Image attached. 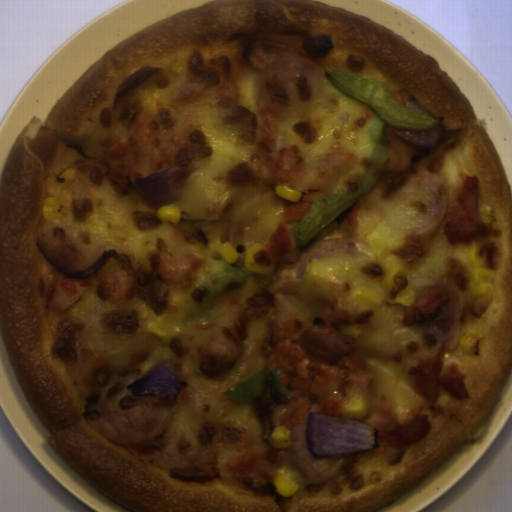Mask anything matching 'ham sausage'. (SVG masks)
Instances as JSON below:
<instances>
[{
    "label": "ham sausage",
    "instance_id": "1",
    "mask_svg": "<svg viewBox=\"0 0 512 512\" xmlns=\"http://www.w3.org/2000/svg\"><path fill=\"white\" fill-rule=\"evenodd\" d=\"M141 377L139 371L104 374L92 385L85 401L86 422L114 445L149 443L174 419L173 406L158 396L131 394L127 384Z\"/></svg>",
    "mask_w": 512,
    "mask_h": 512
},
{
    "label": "ham sausage",
    "instance_id": "2",
    "mask_svg": "<svg viewBox=\"0 0 512 512\" xmlns=\"http://www.w3.org/2000/svg\"><path fill=\"white\" fill-rule=\"evenodd\" d=\"M413 290L412 305H403V324L434 341L455 335L464 301L453 281L441 275L420 282Z\"/></svg>",
    "mask_w": 512,
    "mask_h": 512
},
{
    "label": "ham sausage",
    "instance_id": "3",
    "mask_svg": "<svg viewBox=\"0 0 512 512\" xmlns=\"http://www.w3.org/2000/svg\"><path fill=\"white\" fill-rule=\"evenodd\" d=\"M308 420L290 428L289 448L283 449L289 463L307 482L325 483L351 466V454L337 457H314L307 444Z\"/></svg>",
    "mask_w": 512,
    "mask_h": 512
},
{
    "label": "ham sausage",
    "instance_id": "4",
    "mask_svg": "<svg viewBox=\"0 0 512 512\" xmlns=\"http://www.w3.org/2000/svg\"><path fill=\"white\" fill-rule=\"evenodd\" d=\"M403 186L418 189L429 203L427 219L416 226L404 229L414 238L431 237L445 221L450 193L446 178L430 170H418L412 173Z\"/></svg>",
    "mask_w": 512,
    "mask_h": 512
},
{
    "label": "ham sausage",
    "instance_id": "5",
    "mask_svg": "<svg viewBox=\"0 0 512 512\" xmlns=\"http://www.w3.org/2000/svg\"><path fill=\"white\" fill-rule=\"evenodd\" d=\"M338 251H358L365 252L368 256H370L373 260L377 251L372 249L371 247L358 242L350 237H340L320 242H315L311 246L305 249V251L300 255L296 274L304 275L308 266L317 258L322 256L335 253Z\"/></svg>",
    "mask_w": 512,
    "mask_h": 512
}]
</instances>
